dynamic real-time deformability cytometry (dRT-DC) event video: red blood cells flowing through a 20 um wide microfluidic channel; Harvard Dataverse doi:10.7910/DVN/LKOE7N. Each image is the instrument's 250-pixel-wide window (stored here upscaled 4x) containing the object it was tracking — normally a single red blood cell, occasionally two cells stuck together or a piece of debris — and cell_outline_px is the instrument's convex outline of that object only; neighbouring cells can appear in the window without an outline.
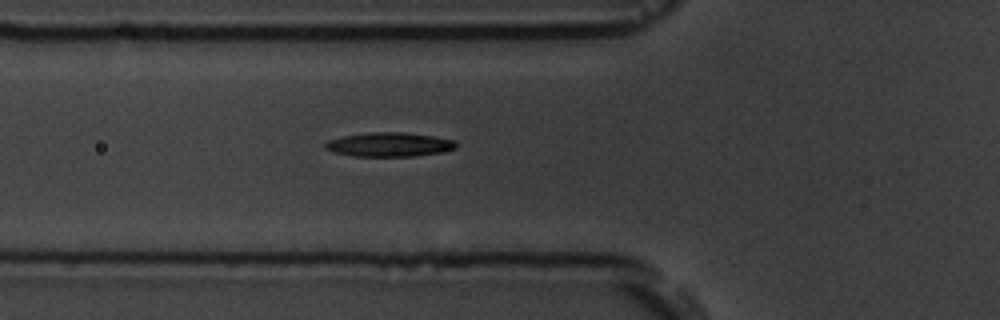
{"species": "common noctule bat (a hibernating species)", "species_latin": "Nyctalus noctula", "temperature_condition": "room temperature", "stored_images_in_passage": 7, "camera_frame_rate_fps": 3000, "um_per_image_px": 0.085, "animal": {"sex": "male", "body_mass_g": 19.5, "forearm_length_mm": 54.6}, "frame": {"image": 1, "passage_image": 6, "time_ms": 5.667, "image_size_px": [1000, 320], "cell_outline_px": [[456, 148], [440, 152], [412, 156], [352, 156], [336, 152], [324, 148], [324, 144], [328, 140], [340, 136], [368, 132], [404, 132], [432, 136], [452, 140], [456, 144]], "centroid_in_image_um": [33.02, 12.27], "position_along_channel_um": 92.8, "area_um2": 18.26}}